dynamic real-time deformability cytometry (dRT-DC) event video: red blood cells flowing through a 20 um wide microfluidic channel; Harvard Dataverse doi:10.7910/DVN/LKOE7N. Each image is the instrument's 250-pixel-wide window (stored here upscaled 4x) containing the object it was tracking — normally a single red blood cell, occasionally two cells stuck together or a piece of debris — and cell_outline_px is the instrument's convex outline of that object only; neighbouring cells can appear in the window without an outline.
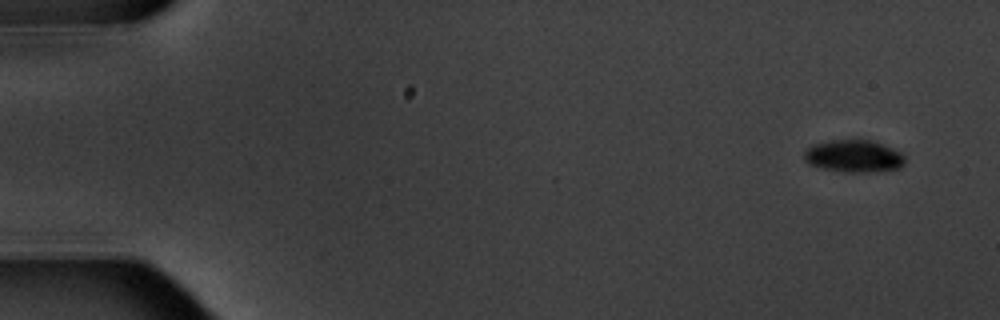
{"species": "common noctule bat (a hibernating species)", "species_latin": "Nyctalus noctula", "temperature_condition": "warm", "stored_images_in_passage": 5, "camera_frame_rate_fps": 3000, "um_per_image_px": 0.085, "animal": {"sex": "male", "body_mass_g": 20.1, "forearm_length_mm": 53.5}, "frame": {"image": 1, "passage_image": 1, "time_ms": 0.0, "image_size_px": [1000, 320], "cell_outline_px": [[904, 164], [900, 168], [864, 172], [844, 172], [820, 168], [808, 164], [804, 160], [804, 152], [812, 144], [828, 140], [872, 140], [884, 144], [900, 152], [904, 156]], "centroid_in_image_um": [72.54, 13.26], "position_along_channel_um": 12.5, "area_um2": 19.07}}
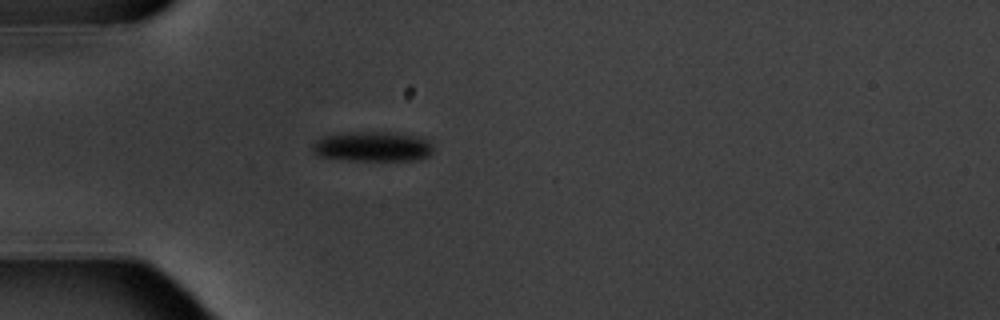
{"frame": {"image": 2, "passage_image": 5, "time_ms": 4.667, "image_size_px": [1000, 320], "cell_outline_px": [[432, 156], [420, 160], [348, 160], [320, 156], [312, 152], [312, 144], [316, 140], [324, 136], [360, 132], [388, 132], [420, 136], [428, 140], [432, 144]], "centroid_in_image_um": [31.74, 12.47], "position_along_channel_um": 53.3, "area_um2": 21.1}}